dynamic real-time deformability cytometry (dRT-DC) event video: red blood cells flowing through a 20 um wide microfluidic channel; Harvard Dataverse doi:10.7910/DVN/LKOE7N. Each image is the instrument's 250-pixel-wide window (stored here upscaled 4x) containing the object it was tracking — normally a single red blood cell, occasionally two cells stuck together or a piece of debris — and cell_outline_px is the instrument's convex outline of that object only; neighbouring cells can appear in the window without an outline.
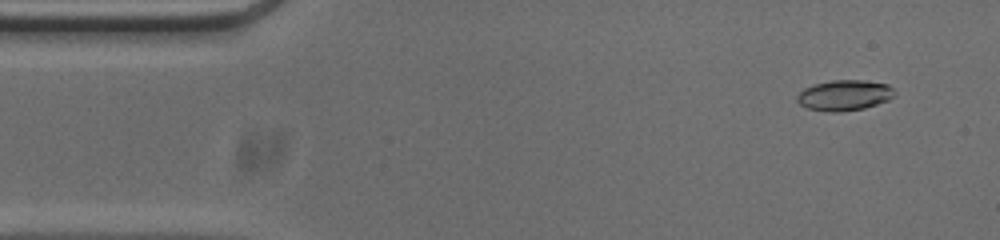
{"species": "common noctule bat (a hibernating species)", "species_latin": "Nyctalus noctula", "temperature_condition": "cold", "stored_images_in_passage": 53, "camera_frame_rate_fps": 3000, "um_per_image_px": 0.085, "animal": {"sex": "male", "body_mass_g": 20.0, "forearm_length_mm": 53.3}, "frame": {"image": 1, "passage_image": 4, "time_ms": 1.0, "image_size_px": [1000, 240], "cell_outline_px": [[896, 96], [888, 100], [864, 108], [840, 112], [832, 112], [808, 108], [800, 104], [796, 100], [796, 96], [804, 88], [812, 84], [832, 80], [864, 80], [888, 84], [896, 92]], "centroid_in_image_um": [71.78, 8.09], "position_along_channel_um": 13.2, "area_um2": 17.46}}
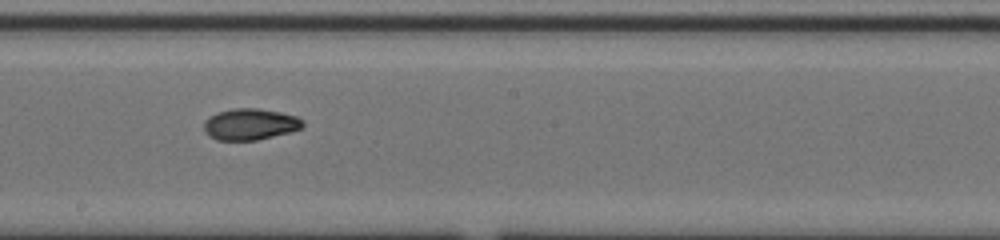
{"frame": {"image": 2, "passage_image": 28, "time_ms": 9.0, "image_size_px": [1000, 240], "cell_outline_px": [[304, 124], [300, 128], [288, 132], [256, 140], [216, 140], [208, 136], [204, 132], [204, 120], [216, 112], [232, 108], [256, 108], [280, 112], [296, 116], [304, 120]], "centroid_in_image_um": [21.21, 10.55], "position_along_channel_um": 227.0, "area_um2": 18.09}}
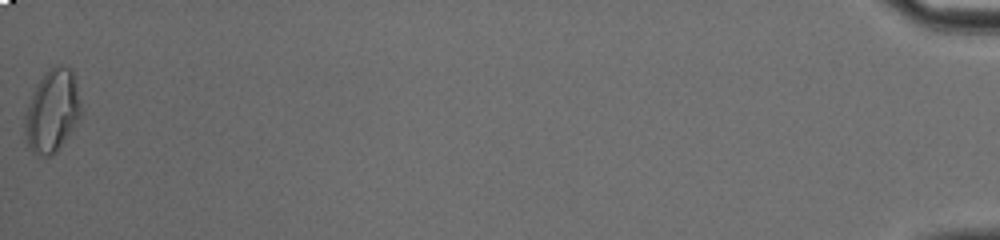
{"frame": {"image": 3, "passage_image": 53, "time_ms": 17.333, "image_size_px": [1000, 240], "cell_outline_px": [[80, 116], [68, 136], [56, 152], [52, 156], [36, 156], [28, 148], [24, 132], [24, 116], [28, 104], [36, 84], [44, 72], [48, 68], [60, 64], [72, 68], [80, 100]], "centroid_in_image_um": [4.41, 9.43], "position_along_channel_um": 430.8, "area_um2": 27.28}, "authors_computed_cell_mechanics": {"area_um2": 17.918, "velocity_mm_per_s": 3.7931, "shape_relaxation_time_tau1_ms": 5.2286, "shape_relaxation_time_tau2_ms": 1.9243, "deformation_change_tau1": 0.1886, "deformation_change_tau2": 0.0579}}